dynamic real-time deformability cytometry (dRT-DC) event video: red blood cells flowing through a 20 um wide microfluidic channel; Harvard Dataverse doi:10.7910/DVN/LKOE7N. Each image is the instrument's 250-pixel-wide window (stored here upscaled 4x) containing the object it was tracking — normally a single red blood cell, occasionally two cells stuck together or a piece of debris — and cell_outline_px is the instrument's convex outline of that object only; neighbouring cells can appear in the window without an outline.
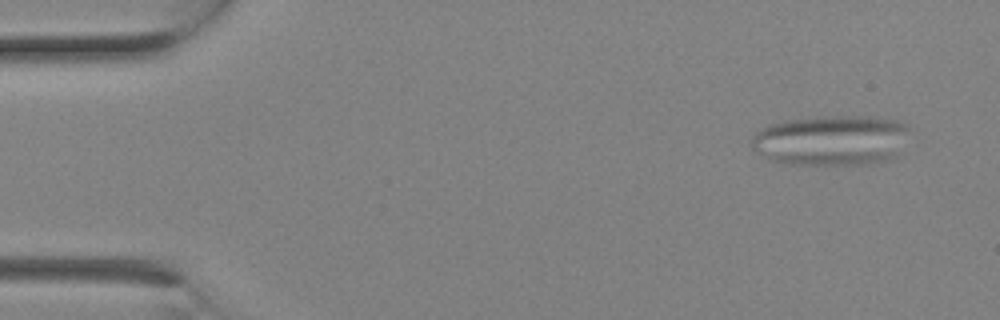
{"species": "Egyptian fruit bat (a non-hibernating species)", "species_latin": "Rousettus aegyptiacus", "temperature_condition": "room temperature", "stored_images_in_passage": 2, "camera_frame_rate_fps": 3000, "um_per_image_px": 0.085, "animal": {"sex": "female"}, "frame": {"image": 1, "passage_image": 2, "time_ms": 0.333, "image_size_px": [1000, 320], "cell_outline_px": [[908, 128], [896, 156], [888, 160], [868, 164], [780, 164], [756, 152], [752, 148], [752, 140], [756, 132], [772, 124], [784, 120], [820, 116], [868, 116], [896, 120], [908, 124]], "centroid_in_image_um": [70.63, 11.92], "position_along_channel_um": 14.4, "area_um2": 46.18}}